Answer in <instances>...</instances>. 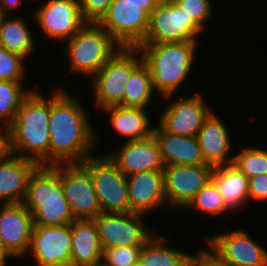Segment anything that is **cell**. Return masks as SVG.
I'll return each instance as SVG.
<instances>
[{
	"instance_id": "cell-1",
	"label": "cell",
	"mask_w": 267,
	"mask_h": 266,
	"mask_svg": "<svg viewBox=\"0 0 267 266\" xmlns=\"http://www.w3.org/2000/svg\"><path fill=\"white\" fill-rule=\"evenodd\" d=\"M50 95L49 165L82 163L99 142L86 106L61 87Z\"/></svg>"
},
{
	"instance_id": "cell-2",
	"label": "cell",
	"mask_w": 267,
	"mask_h": 266,
	"mask_svg": "<svg viewBox=\"0 0 267 266\" xmlns=\"http://www.w3.org/2000/svg\"><path fill=\"white\" fill-rule=\"evenodd\" d=\"M32 92L24 99L9 126L10 151L39 165H49L51 96Z\"/></svg>"
},
{
	"instance_id": "cell-3",
	"label": "cell",
	"mask_w": 267,
	"mask_h": 266,
	"mask_svg": "<svg viewBox=\"0 0 267 266\" xmlns=\"http://www.w3.org/2000/svg\"><path fill=\"white\" fill-rule=\"evenodd\" d=\"M198 42L140 43L136 47L150 70L154 91L160 93V97L171 100L181 84H185L194 67Z\"/></svg>"
},
{
	"instance_id": "cell-4",
	"label": "cell",
	"mask_w": 267,
	"mask_h": 266,
	"mask_svg": "<svg viewBox=\"0 0 267 266\" xmlns=\"http://www.w3.org/2000/svg\"><path fill=\"white\" fill-rule=\"evenodd\" d=\"M23 203L34 225L64 226L75 220L61 185L59 164L39 165L34 170Z\"/></svg>"
},
{
	"instance_id": "cell-5",
	"label": "cell",
	"mask_w": 267,
	"mask_h": 266,
	"mask_svg": "<svg viewBox=\"0 0 267 266\" xmlns=\"http://www.w3.org/2000/svg\"><path fill=\"white\" fill-rule=\"evenodd\" d=\"M69 64L68 74L89 76L91 79L121 48L98 23H86L64 42Z\"/></svg>"
},
{
	"instance_id": "cell-6",
	"label": "cell",
	"mask_w": 267,
	"mask_h": 266,
	"mask_svg": "<svg viewBox=\"0 0 267 266\" xmlns=\"http://www.w3.org/2000/svg\"><path fill=\"white\" fill-rule=\"evenodd\" d=\"M142 62L141 52L137 48L121 47L90 79L94 107L103 110L111 106H122L124 84Z\"/></svg>"
},
{
	"instance_id": "cell-7",
	"label": "cell",
	"mask_w": 267,
	"mask_h": 266,
	"mask_svg": "<svg viewBox=\"0 0 267 266\" xmlns=\"http://www.w3.org/2000/svg\"><path fill=\"white\" fill-rule=\"evenodd\" d=\"M90 174L101 212L130 213L127 177L105 153L81 163Z\"/></svg>"
},
{
	"instance_id": "cell-8",
	"label": "cell",
	"mask_w": 267,
	"mask_h": 266,
	"mask_svg": "<svg viewBox=\"0 0 267 266\" xmlns=\"http://www.w3.org/2000/svg\"><path fill=\"white\" fill-rule=\"evenodd\" d=\"M204 30L173 0H162L149 15L141 43L198 41Z\"/></svg>"
},
{
	"instance_id": "cell-9",
	"label": "cell",
	"mask_w": 267,
	"mask_h": 266,
	"mask_svg": "<svg viewBox=\"0 0 267 266\" xmlns=\"http://www.w3.org/2000/svg\"><path fill=\"white\" fill-rule=\"evenodd\" d=\"M144 215L101 212L94 220L102 249L143 246L155 233Z\"/></svg>"
},
{
	"instance_id": "cell-10",
	"label": "cell",
	"mask_w": 267,
	"mask_h": 266,
	"mask_svg": "<svg viewBox=\"0 0 267 266\" xmlns=\"http://www.w3.org/2000/svg\"><path fill=\"white\" fill-rule=\"evenodd\" d=\"M123 48H136L145 37L149 14L141 5L113 0L98 22Z\"/></svg>"
},
{
	"instance_id": "cell-11",
	"label": "cell",
	"mask_w": 267,
	"mask_h": 266,
	"mask_svg": "<svg viewBox=\"0 0 267 266\" xmlns=\"http://www.w3.org/2000/svg\"><path fill=\"white\" fill-rule=\"evenodd\" d=\"M42 2L32 13V18L47 39L64 43L86 24L81 15L79 0Z\"/></svg>"
},
{
	"instance_id": "cell-12",
	"label": "cell",
	"mask_w": 267,
	"mask_h": 266,
	"mask_svg": "<svg viewBox=\"0 0 267 266\" xmlns=\"http://www.w3.org/2000/svg\"><path fill=\"white\" fill-rule=\"evenodd\" d=\"M72 223L64 226L34 225L27 254L35 266H71Z\"/></svg>"
},
{
	"instance_id": "cell-13",
	"label": "cell",
	"mask_w": 267,
	"mask_h": 266,
	"mask_svg": "<svg viewBox=\"0 0 267 266\" xmlns=\"http://www.w3.org/2000/svg\"><path fill=\"white\" fill-rule=\"evenodd\" d=\"M59 177L75 219H95L101 208L89 171L81 163L59 164Z\"/></svg>"
},
{
	"instance_id": "cell-14",
	"label": "cell",
	"mask_w": 267,
	"mask_h": 266,
	"mask_svg": "<svg viewBox=\"0 0 267 266\" xmlns=\"http://www.w3.org/2000/svg\"><path fill=\"white\" fill-rule=\"evenodd\" d=\"M213 169L209 164L165 165L163 171L167 205L184 210L196 193L211 181Z\"/></svg>"
},
{
	"instance_id": "cell-15",
	"label": "cell",
	"mask_w": 267,
	"mask_h": 266,
	"mask_svg": "<svg viewBox=\"0 0 267 266\" xmlns=\"http://www.w3.org/2000/svg\"><path fill=\"white\" fill-rule=\"evenodd\" d=\"M203 96L201 92L196 91L188 98L169 100L170 103L167 102L157 124L168 133L197 136L203 121L213 111L207 106Z\"/></svg>"
},
{
	"instance_id": "cell-16",
	"label": "cell",
	"mask_w": 267,
	"mask_h": 266,
	"mask_svg": "<svg viewBox=\"0 0 267 266\" xmlns=\"http://www.w3.org/2000/svg\"><path fill=\"white\" fill-rule=\"evenodd\" d=\"M230 266H267V249L241 228L206 237Z\"/></svg>"
},
{
	"instance_id": "cell-17",
	"label": "cell",
	"mask_w": 267,
	"mask_h": 266,
	"mask_svg": "<svg viewBox=\"0 0 267 266\" xmlns=\"http://www.w3.org/2000/svg\"><path fill=\"white\" fill-rule=\"evenodd\" d=\"M0 207V238L4 249L14 259L23 257L24 260L34 226L32 214L24 203L2 204Z\"/></svg>"
},
{
	"instance_id": "cell-18",
	"label": "cell",
	"mask_w": 267,
	"mask_h": 266,
	"mask_svg": "<svg viewBox=\"0 0 267 266\" xmlns=\"http://www.w3.org/2000/svg\"><path fill=\"white\" fill-rule=\"evenodd\" d=\"M120 146L106 154L126 177L145 171L164 170L160 148L153 134L142 140L124 141Z\"/></svg>"
},
{
	"instance_id": "cell-19",
	"label": "cell",
	"mask_w": 267,
	"mask_h": 266,
	"mask_svg": "<svg viewBox=\"0 0 267 266\" xmlns=\"http://www.w3.org/2000/svg\"><path fill=\"white\" fill-rule=\"evenodd\" d=\"M130 212L148 215L166 205L164 171H145L127 176Z\"/></svg>"
},
{
	"instance_id": "cell-20",
	"label": "cell",
	"mask_w": 267,
	"mask_h": 266,
	"mask_svg": "<svg viewBox=\"0 0 267 266\" xmlns=\"http://www.w3.org/2000/svg\"><path fill=\"white\" fill-rule=\"evenodd\" d=\"M227 127L213 110L203 121L196 136L206 164L212 167L224 166L233 162V155L230 156L233 142H231L232 138Z\"/></svg>"
},
{
	"instance_id": "cell-21",
	"label": "cell",
	"mask_w": 267,
	"mask_h": 266,
	"mask_svg": "<svg viewBox=\"0 0 267 266\" xmlns=\"http://www.w3.org/2000/svg\"><path fill=\"white\" fill-rule=\"evenodd\" d=\"M38 166L37 162L12 153L0 160L1 204L24 202L29 178Z\"/></svg>"
},
{
	"instance_id": "cell-22",
	"label": "cell",
	"mask_w": 267,
	"mask_h": 266,
	"mask_svg": "<svg viewBox=\"0 0 267 266\" xmlns=\"http://www.w3.org/2000/svg\"><path fill=\"white\" fill-rule=\"evenodd\" d=\"M153 127L164 165L206 164L196 136L168 133L157 124Z\"/></svg>"
},
{
	"instance_id": "cell-23",
	"label": "cell",
	"mask_w": 267,
	"mask_h": 266,
	"mask_svg": "<svg viewBox=\"0 0 267 266\" xmlns=\"http://www.w3.org/2000/svg\"><path fill=\"white\" fill-rule=\"evenodd\" d=\"M103 249L94 219H75L72 222L71 266H98Z\"/></svg>"
},
{
	"instance_id": "cell-24",
	"label": "cell",
	"mask_w": 267,
	"mask_h": 266,
	"mask_svg": "<svg viewBox=\"0 0 267 266\" xmlns=\"http://www.w3.org/2000/svg\"><path fill=\"white\" fill-rule=\"evenodd\" d=\"M102 112L109 114V125L125 141L142 140L153 134L154 127L150 126L147 109L117 105L107 107Z\"/></svg>"
},
{
	"instance_id": "cell-25",
	"label": "cell",
	"mask_w": 267,
	"mask_h": 266,
	"mask_svg": "<svg viewBox=\"0 0 267 266\" xmlns=\"http://www.w3.org/2000/svg\"><path fill=\"white\" fill-rule=\"evenodd\" d=\"M211 181L218 188L226 208L231 213L238 212L248 205L249 178L233 164L214 167Z\"/></svg>"
},
{
	"instance_id": "cell-26",
	"label": "cell",
	"mask_w": 267,
	"mask_h": 266,
	"mask_svg": "<svg viewBox=\"0 0 267 266\" xmlns=\"http://www.w3.org/2000/svg\"><path fill=\"white\" fill-rule=\"evenodd\" d=\"M5 15L0 26V45L10 52L20 54L26 60L35 54L36 42L27 21L22 17Z\"/></svg>"
},
{
	"instance_id": "cell-27",
	"label": "cell",
	"mask_w": 267,
	"mask_h": 266,
	"mask_svg": "<svg viewBox=\"0 0 267 266\" xmlns=\"http://www.w3.org/2000/svg\"><path fill=\"white\" fill-rule=\"evenodd\" d=\"M169 241L171 240L166 235L154 234L143 245L138 264L140 266H185L189 253L170 246Z\"/></svg>"
},
{
	"instance_id": "cell-28",
	"label": "cell",
	"mask_w": 267,
	"mask_h": 266,
	"mask_svg": "<svg viewBox=\"0 0 267 266\" xmlns=\"http://www.w3.org/2000/svg\"><path fill=\"white\" fill-rule=\"evenodd\" d=\"M124 86L122 106L149 108L147 106L151 105L149 103L155 98L153 97L155 91L152 85L150 70L144 62L132 72Z\"/></svg>"
},
{
	"instance_id": "cell-29",
	"label": "cell",
	"mask_w": 267,
	"mask_h": 266,
	"mask_svg": "<svg viewBox=\"0 0 267 266\" xmlns=\"http://www.w3.org/2000/svg\"><path fill=\"white\" fill-rule=\"evenodd\" d=\"M23 81L0 80V122L9 127L24 99L34 89L24 88Z\"/></svg>"
},
{
	"instance_id": "cell-30",
	"label": "cell",
	"mask_w": 267,
	"mask_h": 266,
	"mask_svg": "<svg viewBox=\"0 0 267 266\" xmlns=\"http://www.w3.org/2000/svg\"><path fill=\"white\" fill-rule=\"evenodd\" d=\"M192 208L200 214L210 215L211 217L222 216L225 213H230L226 208L222 196L219 194L216 185L210 181L206 186L202 187L195 195L194 199L185 208Z\"/></svg>"
},
{
	"instance_id": "cell-31",
	"label": "cell",
	"mask_w": 267,
	"mask_h": 266,
	"mask_svg": "<svg viewBox=\"0 0 267 266\" xmlns=\"http://www.w3.org/2000/svg\"><path fill=\"white\" fill-rule=\"evenodd\" d=\"M232 164L249 179L267 174V150L258 147H247L233 155Z\"/></svg>"
},
{
	"instance_id": "cell-32",
	"label": "cell",
	"mask_w": 267,
	"mask_h": 266,
	"mask_svg": "<svg viewBox=\"0 0 267 266\" xmlns=\"http://www.w3.org/2000/svg\"><path fill=\"white\" fill-rule=\"evenodd\" d=\"M25 61L20 54L10 52L0 45V80L24 81L27 78Z\"/></svg>"
},
{
	"instance_id": "cell-33",
	"label": "cell",
	"mask_w": 267,
	"mask_h": 266,
	"mask_svg": "<svg viewBox=\"0 0 267 266\" xmlns=\"http://www.w3.org/2000/svg\"><path fill=\"white\" fill-rule=\"evenodd\" d=\"M142 247L124 246L104 249L101 264L104 266H136Z\"/></svg>"
},
{
	"instance_id": "cell-34",
	"label": "cell",
	"mask_w": 267,
	"mask_h": 266,
	"mask_svg": "<svg viewBox=\"0 0 267 266\" xmlns=\"http://www.w3.org/2000/svg\"><path fill=\"white\" fill-rule=\"evenodd\" d=\"M182 9L185 10L189 17L205 30L208 20H211L213 15V4L211 0H173Z\"/></svg>"
},
{
	"instance_id": "cell-35",
	"label": "cell",
	"mask_w": 267,
	"mask_h": 266,
	"mask_svg": "<svg viewBox=\"0 0 267 266\" xmlns=\"http://www.w3.org/2000/svg\"><path fill=\"white\" fill-rule=\"evenodd\" d=\"M206 244L208 248H200L196 255L189 253L185 266H230L209 242Z\"/></svg>"
},
{
	"instance_id": "cell-36",
	"label": "cell",
	"mask_w": 267,
	"mask_h": 266,
	"mask_svg": "<svg viewBox=\"0 0 267 266\" xmlns=\"http://www.w3.org/2000/svg\"><path fill=\"white\" fill-rule=\"evenodd\" d=\"M113 0H79L80 11L86 23H98Z\"/></svg>"
},
{
	"instance_id": "cell-37",
	"label": "cell",
	"mask_w": 267,
	"mask_h": 266,
	"mask_svg": "<svg viewBox=\"0 0 267 266\" xmlns=\"http://www.w3.org/2000/svg\"><path fill=\"white\" fill-rule=\"evenodd\" d=\"M249 201L257 203L267 200V174H261L249 179L248 183Z\"/></svg>"
},
{
	"instance_id": "cell-38",
	"label": "cell",
	"mask_w": 267,
	"mask_h": 266,
	"mask_svg": "<svg viewBox=\"0 0 267 266\" xmlns=\"http://www.w3.org/2000/svg\"><path fill=\"white\" fill-rule=\"evenodd\" d=\"M10 153L9 127L0 125V160L5 159Z\"/></svg>"
},
{
	"instance_id": "cell-39",
	"label": "cell",
	"mask_w": 267,
	"mask_h": 266,
	"mask_svg": "<svg viewBox=\"0 0 267 266\" xmlns=\"http://www.w3.org/2000/svg\"><path fill=\"white\" fill-rule=\"evenodd\" d=\"M127 3L138 4L142 6L149 15L160 4L162 0H121Z\"/></svg>"
},
{
	"instance_id": "cell-40",
	"label": "cell",
	"mask_w": 267,
	"mask_h": 266,
	"mask_svg": "<svg viewBox=\"0 0 267 266\" xmlns=\"http://www.w3.org/2000/svg\"><path fill=\"white\" fill-rule=\"evenodd\" d=\"M21 3L22 0H0V8L5 15H9V12L16 10Z\"/></svg>"
},
{
	"instance_id": "cell-41",
	"label": "cell",
	"mask_w": 267,
	"mask_h": 266,
	"mask_svg": "<svg viewBox=\"0 0 267 266\" xmlns=\"http://www.w3.org/2000/svg\"><path fill=\"white\" fill-rule=\"evenodd\" d=\"M13 257L4 249L0 238V266H6L7 260L12 259Z\"/></svg>"
},
{
	"instance_id": "cell-42",
	"label": "cell",
	"mask_w": 267,
	"mask_h": 266,
	"mask_svg": "<svg viewBox=\"0 0 267 266\" xmlns=\"http://www.w3.org/2000/svg\"><path fill=\"white\" fill-rule=\"evenodd\" d=\"M4 16H5V14H4V12L2 11V9L0 8V26H1V22H2V20H3V18H4Z\"/></svg>"
}]
</instances>
